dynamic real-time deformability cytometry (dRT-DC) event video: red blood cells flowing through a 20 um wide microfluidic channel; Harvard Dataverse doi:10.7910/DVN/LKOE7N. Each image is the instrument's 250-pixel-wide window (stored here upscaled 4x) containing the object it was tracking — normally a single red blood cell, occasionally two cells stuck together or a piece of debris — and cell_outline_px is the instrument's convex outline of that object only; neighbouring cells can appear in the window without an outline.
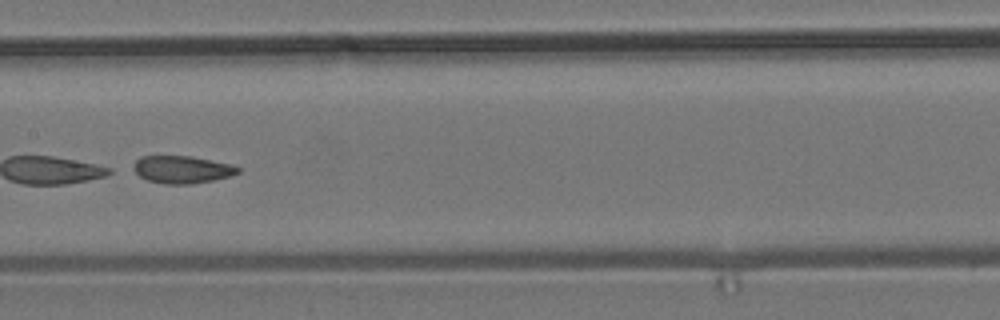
{"species": "common noctule bat (a hibernating species)", "species_latin": "Nyctalus noctula", "temperature_condition": "room temperature", "stored_images_in_passage": 9, "camera_frame_rate_fps": 3000, "um_per_image_px": 0.085, "animal": {"sex": "male", "body_mass_g": 19.2, "forearm_length_mm": 51.8}, "frame": {"image": 1, "passage_image": 7, "time_ms": 7.667, "image_size_px": [1000, 320], "cell_outline_px": [[240, 172], [232, 176], [212, 180], [188, 184], [164, 184], [148, 180], [140, 176], [128, 168], [140, 156], [192, 156], [232, 164], [240, 168]], "centroid_in_image_um": [15.44, 14.4], "position_along_channel_um": 192.0, "area_um2": 16.99}}
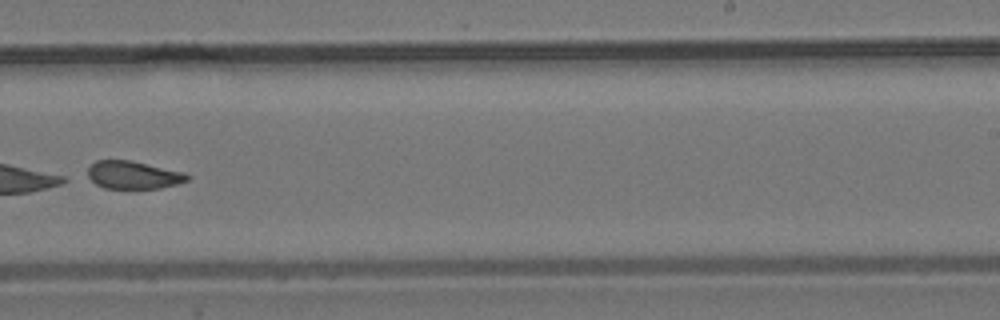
{"frame": {"image": 2, "passage_image": 9, "time_ms": 10.0, "image_size_px": [1000, 320], "cell_outline_px": [[192, 176], [188, 180], [180, 184], [160, 188], [104, 188], [96, 184], [88, 176], [88, 168], [96, 160], [132, 160], [184, 172]], "centroid_in_image_um": [11.38, 14.87], "position_along_channel_um": 277.6, "area_um2": 16.24}}